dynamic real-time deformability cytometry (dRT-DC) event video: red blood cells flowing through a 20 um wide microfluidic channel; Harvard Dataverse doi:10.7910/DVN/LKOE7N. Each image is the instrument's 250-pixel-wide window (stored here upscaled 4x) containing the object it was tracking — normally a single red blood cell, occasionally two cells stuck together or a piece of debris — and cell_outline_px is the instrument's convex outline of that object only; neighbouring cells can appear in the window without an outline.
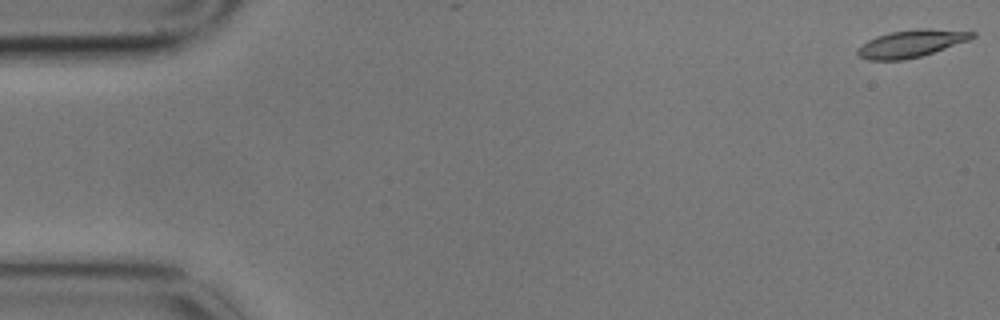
{"species": "common noctule bat (a hibernating species)", "species_latin": "Nyctalus noctula", "temperature_condition": "cold", "stored_images_in_passage": 2, "camera_frame_rate_fps": 3000, "um_per_image_px": 0.085, "animal": {"sex": "male", "body_mass_g": 17.9}, "frame": {"image": 1, "passage_image": 1, "time_ms": 0.0, "image_size_px": [1000, 320], "cell_outline_px": [[976, 36], [968, 40], [920, 56], [904, 60], [868, 60], [860, 56], [856, 52], [856, 48], [868, 40], [876, 36], [888, 32], [916, 28], [932, 28], [976, 32]], "centroid_in_image_um": [77.42, 3.68], "position_along_channel_um": 7.6, "area_um2": 18.26}}